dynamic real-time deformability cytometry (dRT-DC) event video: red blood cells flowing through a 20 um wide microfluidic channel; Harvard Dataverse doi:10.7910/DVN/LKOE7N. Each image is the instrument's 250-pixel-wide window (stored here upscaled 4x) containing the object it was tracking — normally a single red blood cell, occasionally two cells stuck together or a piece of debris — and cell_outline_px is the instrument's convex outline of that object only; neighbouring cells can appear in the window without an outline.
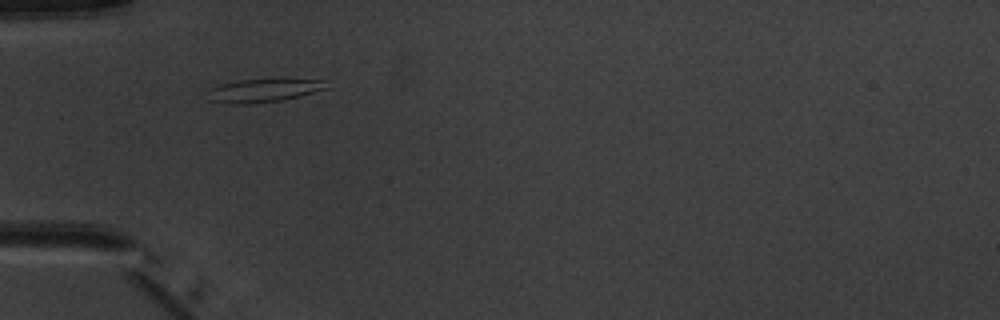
{"species": "common noctule bat (a hibernating species)", "species_latin": "Nyctalus noctula", "temperature_condition": "warm", "stored_images_in_passage": 3, "camera_frame_rate_fps": 3000, "um_per_image_px": 0.085, "animal": {"sex": "male", "body_mass_g": 20.1, "forearm_length_mm": 53.5}, "frame": {"image": 1, "passage_image": 1, "time_ms": 0.0, "image_size_px": [1000, 320], "cell_outline_px": [[332, 88], [284, 100], [252, 104], [232, 104], [208, 100], [208, 88], [236, 80], [280, 76], [284, 76], [324, 80]], "centroid_in_image_um": [22.52, 7.63], "position_along_channel_um": 62.5, "area_um2": 17.51}}
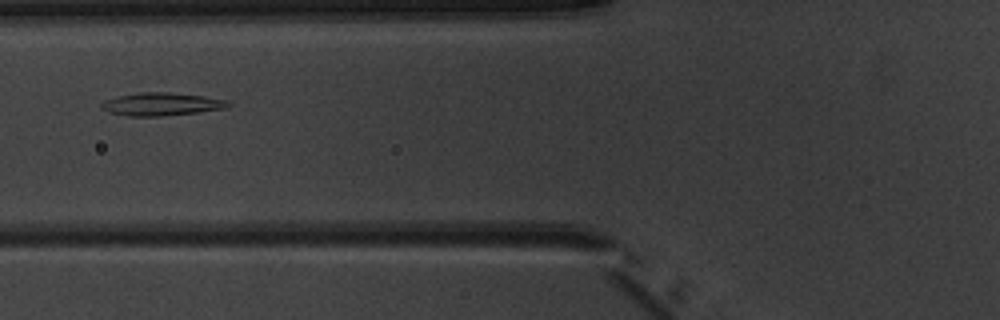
{"frame": {"image": 2, "passage_image": 2, "time_ms": 1.333, "image_size_px": [1000, 320], "cell_outline_px": [[232, 104], [228, 108], [164, 116], [128, 116], [112, 112], [104, 108], [100, 104], [104, 100], [116, 96], [140, 92], [168, 92], [204, 96], [224, 100]], "centroid_in_image_um": [13.74, 8.84], "position_along_channel_um": 112.1, "area_um2": 16.76}}
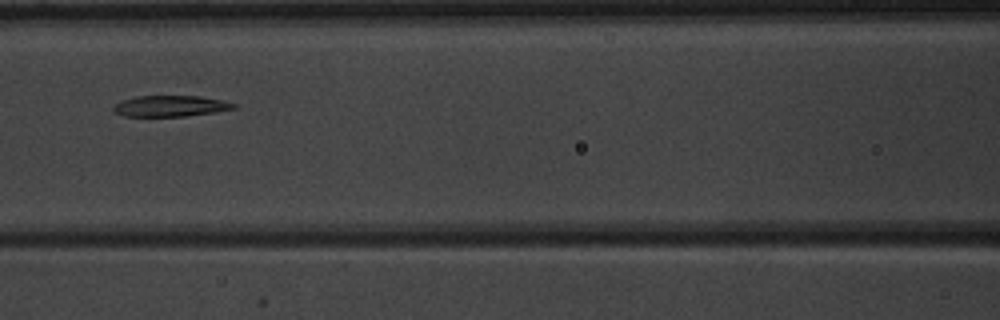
{"frame": {"image": 3, "passage_image": 3, "time_ms": 2.333, "image_size_px": [1000, 320], "cell_outline_px": [[236, 108], [216, 112], [184, 116], [124, 116], [116, 112], [112, 108], [116, 104], [124, 100], [136, 96], [200, 96], [224, 100], [236, 104]], "centroid_in_image_um": [14.54, 9.01], "position_along_channel_um": 152.1, "area_um2": 14.62}}